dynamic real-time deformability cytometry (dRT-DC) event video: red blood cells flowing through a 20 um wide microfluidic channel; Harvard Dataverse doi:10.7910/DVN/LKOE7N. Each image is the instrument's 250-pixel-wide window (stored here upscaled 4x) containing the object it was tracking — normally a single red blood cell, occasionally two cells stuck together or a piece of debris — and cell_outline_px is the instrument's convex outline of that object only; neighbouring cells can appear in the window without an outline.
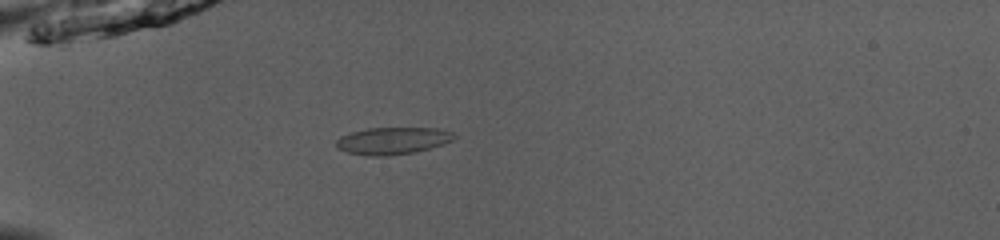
{"species": "common noctule bat (a hibernating species)", "species_latin": "Nyctalus noctula", "temperature_condition": "room temperature", "stored_images_in_passage": 41, "camera_frame_rate_fps": 3000, "um_per_image_px": 0.085, "animal": {"sex": "male", "body_mass_g": 13.0, "forearm_length_mm": 53.1}, "frame": {"image": 1, "passage_image": 6, "time_ms": 1.667, "image_size_px": [1000, 240], "cell_outline_px": [[456, 136], [452, 140], [428, 148], [412, 152], [388, 156], [368, 156], [348, 152], [336, 148], [336, 140], [340, 136], [352, 132], [368, 128], [440, 128], [456, 132]], "centroid_in_image_um": [33.36, 11.95], "position_along_channel_um": 51.6, "area_um2": 18.55}}
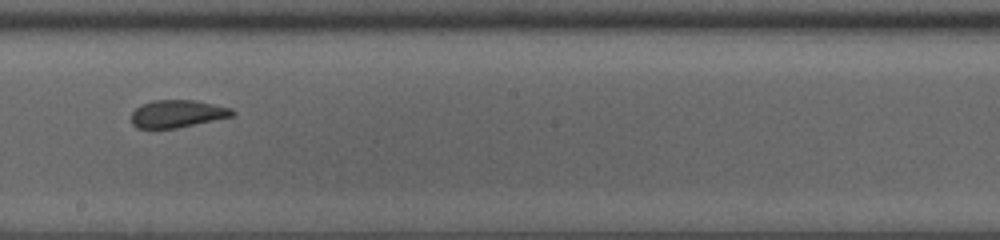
{"frame": {"image": 2, "passage_image": 21, "time_ms": 6.667, "image_size_px": [1000, 240], "cell_outline_px": [[236, 112], [232, 116], [176, 128], [136, 128], [132, 124], [132, 112], [136, 108], [152, 100], [192, 100], [232, 108]], "centroid_in_image_um": [15.06, 9.67], "position_along_channel_um": 233.1, "area_um2": 15.95}}
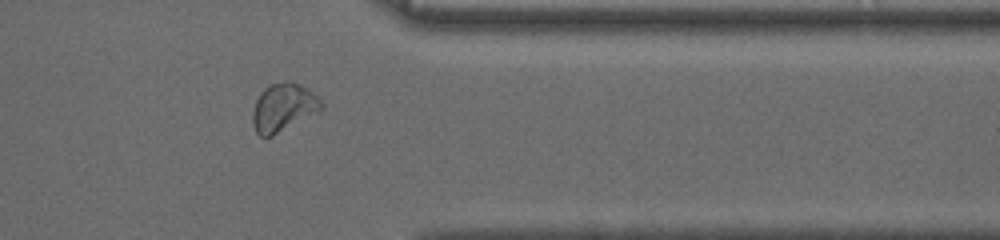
{"frame": {"image": 3, "passage_image": 33, "time_ms": 10.667, "image_size_px": [1000, 240], "cell_outline_px": [[324, 104], [320, 108], [272, 136], [260, 136], [256, 132], [252, 124], [252, 112], [256, 100], [260, 92], [264, 88], [272, 84], [284, 80], [292, 80], [316, 96]], "centroid_in_image_um": [23.99, 9.1], "position_along_channel_um": 387.4, "area_um2": 18.55}, "authors_computed_cell_mechanics": {"area_um2": 17.9758, "velocity_mm_per_s": 3.9617, "shape_relaxation_time_tau1_ms": null, "shape_relaxation_time_tau2_ms": 1.0741, "deformation_change_tau1": null, "deformation_change_tau2": 0.0471}}